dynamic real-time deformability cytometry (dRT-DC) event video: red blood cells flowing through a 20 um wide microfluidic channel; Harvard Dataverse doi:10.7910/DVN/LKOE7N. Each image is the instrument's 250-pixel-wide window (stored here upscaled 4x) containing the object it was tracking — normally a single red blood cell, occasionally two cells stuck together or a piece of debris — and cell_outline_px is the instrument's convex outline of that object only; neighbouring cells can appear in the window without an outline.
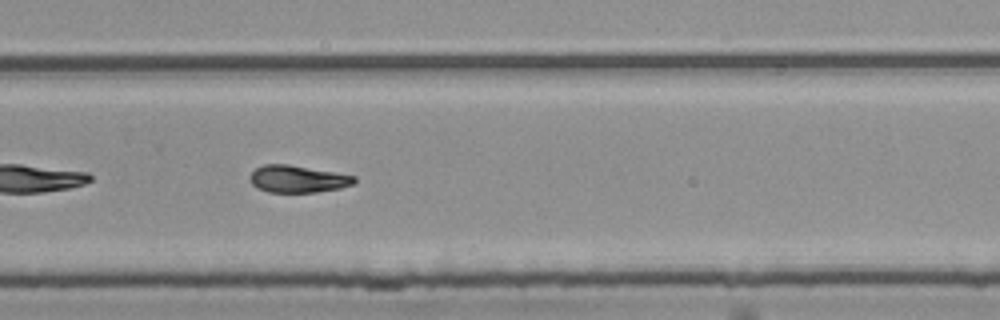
{"species": "common noctule bat (a hibernating species)", "species_latin": "Nyctalus noctula", "temperature_condition": "room temperature", "stored_images_in_passage": 34, "camera_frame_rate_fps": 3000, "um_per_image_px": 0.085, "animal": {"sex": "female", "body_mass_g": 25.1}, "frame": {"image": 1, "passage_image": 20, "time_ms": 6.333, "image_size_px": [1000, 320], "cell_outline_px": [[356, 180], [352, 184], [340, 188], [316, 192], [268, 192], [256, 188], [248, 180], [252, 172], [256, 168], [264, 164], [288, 164], [356, 176]], "centroid_in_image_um": [25.26, 15.21], "position_along_channel_um": 304.5, "area_um2": 16.47}, "authors_computed_cell_mechanics": {"area_um2": 16.9065, "velocity_mm_per_s": 3.7698, "shape_relaxation_time_tau1_ms": 11.2288, "shape_relaxation_time_tau2_ms": null, "deformation_change_tau1": 0.2802, "deformation_change_tau2": null}}